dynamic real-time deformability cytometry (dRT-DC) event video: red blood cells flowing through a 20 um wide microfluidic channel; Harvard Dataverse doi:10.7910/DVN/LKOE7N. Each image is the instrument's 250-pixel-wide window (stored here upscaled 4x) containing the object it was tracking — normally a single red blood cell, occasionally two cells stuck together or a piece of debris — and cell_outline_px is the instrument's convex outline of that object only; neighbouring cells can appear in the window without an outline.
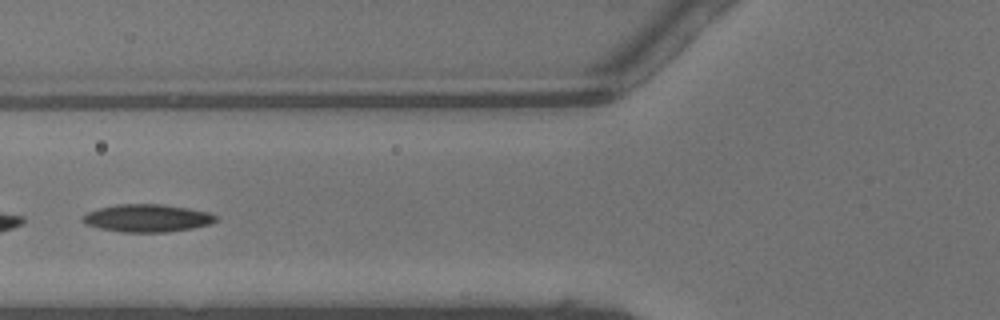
{"species": "common noctule bat (a hibernating species)", "species_latin": "Nyctalus noctula", "temperature_condition": "warm", "stored_images_in_passage": 35, "camera_frame_rate_fps": 3000, "um_per_image_px": 0.085, "animal": {"sex": "male", "body_mass_g": 13.3}, "frame": {"image": 1, "passage_image": 11, "time_ms": 3.333, "image_size_px": [1000, 320], "cell_outline_px": [[216, 220], [212, 224], [192, 228], [168, 232], [120, 232], [100, 228], [84, 224], [80, 220], [80, 216], [88, 212], [100, 208], [116, 204], [160, 204], [188, 208], [208, 212], [216, 216]], "centroid_in_image_um": [12.47, 18.54], "position_along_channel_um": 113.3, "area_um2": 21.56}}
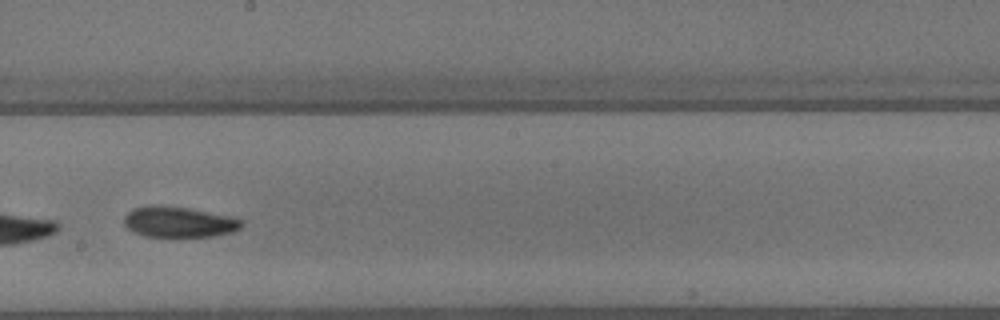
{"frame": {"image": 2, "passage_image": 19, "time_ms": 6.0, "image_size_px": [1000, 320], "cell_outline_px": [[244, 224], [240, 228], [232, 232], [212, 236], [144, 236], [132, 232], [124, 224], [124, 216], [132, 208], [188, 208], [232, 216], [244, 220]], "centroid_in_image_um": [15.27, 18.9], "position_along_channel_um": 232.9, "area_um2": 20.35}}
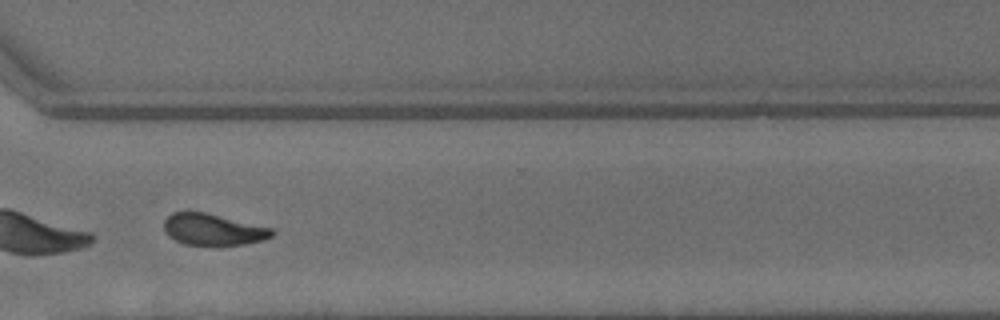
{"frame": {"image": 3, "passage_image": 27, "time_ms": 8.667, "image_size_px": [1000, 320], "cell_outline_px": [[276, 232], [272, 236], [264, 240], [244, 244], [220, 248], [184, 244], [168, 236], [164, 232], [164, 220], [172, 212], [204, 212], [272, 228]], "centroid_in_image_um": [18.11, 19.56], "position_along_channel_um": 352.5, "area_um2": 20.4}, "authors_computed_cell_mechanics": {"area_um2": 21.1548, "velocity_mm_per_s": 4.4902, "shape_relaxation_time_tau1_ms": 7.8588, "shape_relaxation_time_tau2_ms": 4.0644, "deformation_change_tau1": 0.1938, "deformation_change_tau2": 0.1103}}